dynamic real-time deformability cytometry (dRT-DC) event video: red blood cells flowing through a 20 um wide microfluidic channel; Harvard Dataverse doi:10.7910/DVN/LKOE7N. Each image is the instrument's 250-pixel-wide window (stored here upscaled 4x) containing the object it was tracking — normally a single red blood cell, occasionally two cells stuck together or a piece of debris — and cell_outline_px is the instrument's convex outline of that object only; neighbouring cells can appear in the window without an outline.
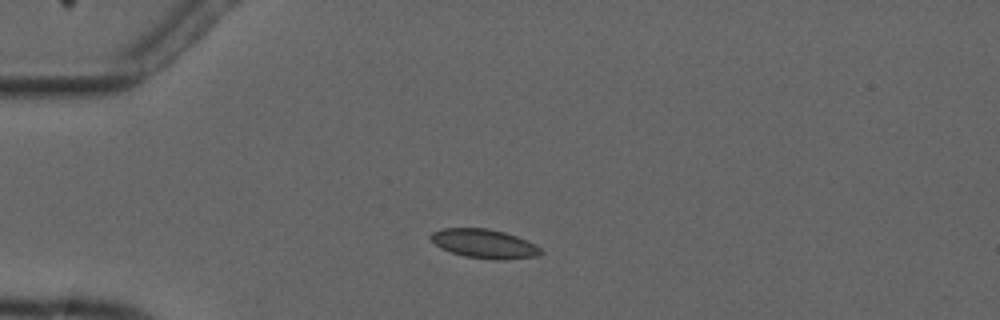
{"species": "common noctule bat (a hibernating species)", "species_latin": "Nyctalus noctula", "temperature_condition": "cold", "stored_images_in_passage": 4, "camera_frame_rate_fps": 3000, "um_per_image_px": 0.085, "animal": {"sex": "male", "forearm_length_mm": 52.5}, "frame": {"image": 1, "passage_image": 2, "time_ms": 2.333, "image_size_px": [1000, 320], "cell_outline_px": [[544, 252], [540, 256], [504, 260], [492, 260], [464, 256], [440, 248], [428, 236], [432, 232], [440, 228], [488, 228], [504, 232], [516, 236], [536, 244], [544, 248]], "centroid_in_image_um": [41.21, 20.72], "position_along_channel_um": 43.8, "area_um2": 18.96}}